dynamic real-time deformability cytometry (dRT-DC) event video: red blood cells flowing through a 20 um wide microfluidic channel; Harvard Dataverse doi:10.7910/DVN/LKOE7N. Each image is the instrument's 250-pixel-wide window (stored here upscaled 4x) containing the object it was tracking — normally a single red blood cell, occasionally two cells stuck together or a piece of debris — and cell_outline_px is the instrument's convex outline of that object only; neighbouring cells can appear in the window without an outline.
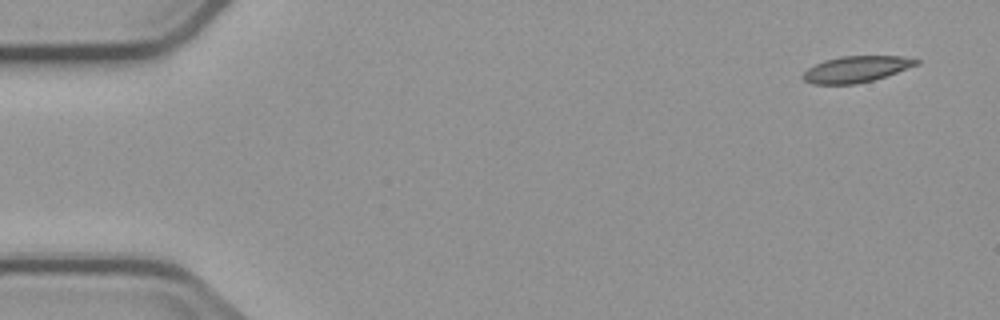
{"species": "common noctule bat (a hibernating species)", "species_latin": "Nyctalus noctula", "temperature_condition": "cold", "stored_images_in_passage": 5, "camera_frame_rate_fps": 3000, "um_per_image_px": 0.085, "animal": {"sex": "male", "body_mass_g": 23.1, "forearm_length_mm": 52.7}, "frame": {"image": 1, "passage_image": 1, "time_ms": 0.0, "image_size_px": [1000, 320], "cell_outline_px": [[920, 64], [872, 80], [856, 84], [812, 84], [804, 80], [800, 76], [808, 68], [824, 60], [840, 56], [900, 56], [920, 60]], "centroid_in_image_um": [72.75, 5.88], "position_along_channel_um": 12.3, "area_um2": 17.22}}
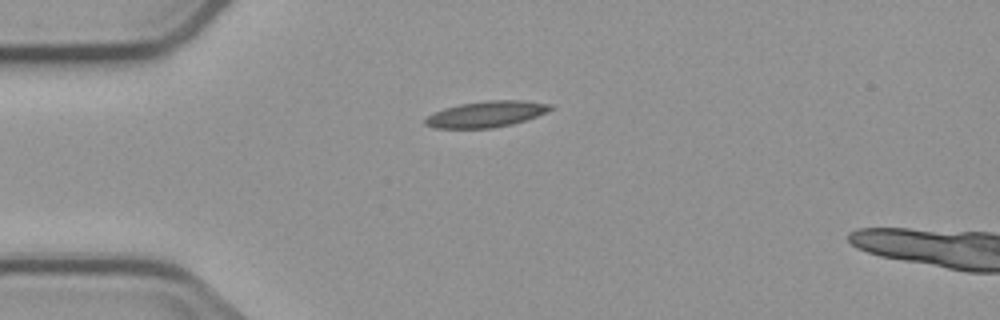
{"frame": {"image": 2, "passage_image": 4, "time_ms": 3.667, "image_size_px": [1000, 320], "cell_outline_px": [[552, 108], [536, 116], [512, 124], [492, 128], [432, 128], [424, 124], [424, 120], [428, 116], [444, 108], [460, 104], [488, 100], [524, 100], [552, 104]], "centroid_in_image_um": [41.31, 9.7], "position_along_channel_um": 43.7, "area_um2": 18.84}}